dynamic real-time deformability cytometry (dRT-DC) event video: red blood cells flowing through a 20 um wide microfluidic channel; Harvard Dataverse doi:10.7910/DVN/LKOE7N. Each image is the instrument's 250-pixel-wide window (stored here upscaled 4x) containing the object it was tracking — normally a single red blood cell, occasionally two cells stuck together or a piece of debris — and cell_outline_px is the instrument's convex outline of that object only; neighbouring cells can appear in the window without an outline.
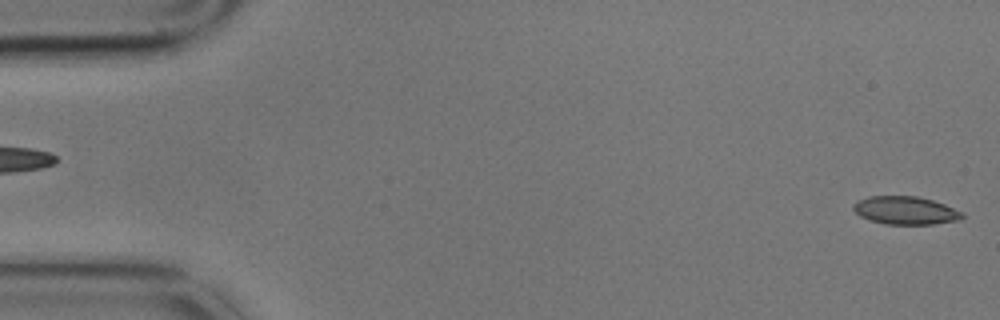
{"species": "common noctule bat (a hibernating species)", "species_latin": "Nyctalus noctula", "temperature_condition": "cold", "stored_images_in_passage": 6, "segment_of_instrument_passage": [2, 2], "camera_frame_rate_fps": 3000, "um_per_image_px": 0.085, "animal": {"sex": "male", "body_mass_g": 17.9}, "frame": {"image": 1, "passage_image": 6, "time_ms": 1.667, "image_size_px": [1000, 320], "cell_outline_px": [[964, 216], [960, 220], [932, 224], [884, 224], [868, 220], [860, 216], [852, 208], [852, 204], [856, 200], [868, 196], [916, 196], [932, 200], [944, 204], [964, 212]], "centroid_in_image_um": [76.94, 17.88], "position_along_channel_um": 8.1, "area_um2": 17.98}}